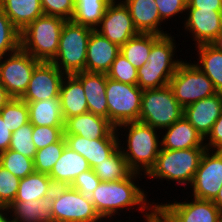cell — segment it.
Instances as JSON below:
<instances>
[{
  "label": "cell",
  "instance_id": "obj_1",
  "mask_svg": "<svg viewBox=\"0 0 222 222\" xmlns=\"http://www.w3.org/2000/svg\"><path fill=\"white\" fill-rule=\"evenodd\" d=\"M140 176H143V174L133 172L126 179L113 182L101 181L99 183L90 199L103 220L114 219L113 216L115 217V215L119 217L124 209L130 212L136 206V210L139 209L138 212L143 213L142 217H145V222H152L156 218V203L153 201L151 203L146 198L148 194L144 192V188L142 189L135 182L136 180L138 182Z\"/></svg>",
  "mask_w": 222,
  "mask_h": 222
},
{
  "label": "cell",
  "instance_id": "obj_2",
  "mask_svg": "<svg viewBox=\"0 0 222 222\" xmlns=\"http://www.w3.org/2000/svg\"><path fill=\"white\" fill-rule=\"evenodd\" d=\"M116 131L121 139L124 138L123 136L126 137L124 141L119 138V148L129 168L133 172L143 174L146 178L145 175L155 165L161 149V139L159 138L163 132L139 121L120 124L116 127ZM157 131H159L158 134Z\"/></svg>",
  "mask_w": 222,
  "mask_h": 222
},
{
  "label": "cell",
  "instance_id": "obj_3",
  "mask_svg": "<svg viewBox=\"0 0 222 222\" xmlns=\"http://www.w3.org/2000/svg\"><path fill=\"white\" fill-rule=\"evenodd\" d=\"M206 147L184 150L160 149L155 165L145 175L148 179L165 180L187 189L193 182ZM171 180V181H170ZM190 184V185H189Z\"/></svg>",
  "mask_w": 222,
  "mask_h": 222
},
{
  "label": "cell",
  "instance_id": "obj_4",
  "mask_svg": "<svg viewBox=\"0 0 222 222\" xmlns=\"http://www.w3.org/2000/svg\"><path fill=\"white\" fill-rule=\"evenodd\" d=\"M65 19L42 15L20 32V47L39 61L51 62L57 55Z\"/></svg>",
  "mask_w": 222,
  "mask_h": 222
},
{
  "label": "cell",
  "instance_id": "obj_5",
  "mask_svg": "<svg viewBox=\"0 0 222 222\" xmlns=\"http://www.w3.org/2000/svg\"><path fill=\"white\" fill-rule=\"evenodd\" d=\"M94 29L66 20L59 39L57 55L51 61L65 75L85 71L87 44Z\"/></svg>",
  "mask_w": 222,
  "mask_h": 222
},
{
  "label": "cell",
  "instance_id": "obj_6",
  "mask_svg": "<svg viewBox=\"0 0 222 222\" xmlns=\"http://www.w3.org/2000/svg\"><path fill=\"white\" fill-rule=\"evenodd\" d=\"M183 117L184 108L175 99L169 85L143 90L139 122L162 132Z\"/></svg>",
  "mask_w": 222,
  "mask_h": 222
},
{
  "label": "cell",
  "instance_id": "obj_7",
  "mask_svg": "<svg viewBox=\"0 0 222 222\" xmlns=\"http://www.w3.org/2000/svg\"><path fill=\"white\" fill-rule=\"evenodd\" d=\"M184 60L169 81L175 99L183 108L218 93L212 81L194 63Z\"/></svg>",
  "mask_w": 222,
  "mask_h": 222
},
{
  "label": "cell",
  "instance_id": "obj_8",
  "mask_svg": "<svg viewBox=\"0 0 222 222\" xmlns=\"http://www.w3.org/2000/svg\"><path fill=\"white\" fill-rule=\"evenodd\" d=\"M143 90L137 85L118 82L107 77L106 98L108 120L117 127L138 121Z\"/></svg>",
  "mask_w": 222,
  "mask_h": 222
},
{
  "label": "cell",
  "instance_id": "obj_9",
  "mask_svg": "<svg viewBox=\"0 0 222 222\" xmlns=\"http://www.w3.org/2000/svg\"><path fill=\"white\" fill-rule=\"evenodd\" d=\"M52 217L53 222H104L90 197L70 186H55Z\"/></svg>",
  "mask_w": 222,
  "mask_h": 222
},
{
  "label": "cell",
  "instance_id": "obj_10",
  "mask_svg": "<svg viewBox=\"0 0 222 222\" xmlns=\"http://www.w3.org/2000/svg\"><path fill=\"white\" fill-rule=\"evenodd\" d=\"M190 199L163 204L157 202L156 219L159 222H220L222 213L212 200L192 196Z\"/></svg>",
  "mask_w": 222,
  "mask_h": 222
},
{
  "label": "cell",
  "instance_id": "obj_11",
  "mask_svg": "<svg viewBox=\"0 0 222 222\" xmlns=\"http://www.w3.org/2000/svg\"><path fill=\"white\" fill-rule=\"evenodd\" d=\"M40 62L20 47L0 58V83L13 98H20Z\"/></svg>",
  "mask_w": 222,
  "mask_h": 222
},
{
  "label": "cell",
  "instance_id": "obj_12",
  "mask_svg": "<svg viewBox=\"0 0 222 222\" xmlns=\"http://www.w3.org/2000/svg\"><path fill=\"white\" fill-rule=\"evenodd\" d=\"M222 184V151L205 150L192 184V197L213 200Z\"/></svg>",
  "mask_w": 222,
  "mask_h": 222
},
{
  "label": "cell",
  "instance_id": "obj_13",
  "mask_svg": "<svg viewBox=\"0 0 222 222\" xmlns=\"http://www.w3.org/2000/svg\"><path fill=\"white\" fill-rule=\"evenodd\" d=\"M95 30L119 47L139 34L128 8L121 0H113L109 4L100 25Z\"/></svg>",
  "mask_w": 222,
  "mask_h": 222
},
{
  "label": "cell",
  "instance_id": "obj_14",
  "mask_svg": "<svg viewBox=\"0 0 222 222\" xmlns=\"http://www.w3.org/2000/svg\"><path fill=\"white\" fill-rule=\"evenodd\" d=\"M65 74L52 62L41 61L34 69L28 87L20 97L25 102L57 98Z\"/></svg>",
  "mask_w": 222,
  "mask_h": 222
},
{
  "label": "cell",
  "instance_id": "obj_15",
  "mask_svg": "<svg viewBox=\"0 0 222 222\" xmlns=\"http://www.w3.org/2000/svg\"><path fill=\"white\" fill-rule=\"evenodd\" d=\"M186 14L182 28L191 33L194 46L210 44L222 32V11L186 9Z\"/></svg>",
  "mask_w": 222,
  "mask_h": 222
},
{
  "label": "cell",
  "instance_id": "obj_16",
  "mask_svg": "<svg viewBox=\"0 0 222 222\" xmlns=\"http://www.w3.org/2000/svg\"><path fill=\"white\" fill-rule=\"evenodd\" d=\"M222 113V93L201 99L184 108V118L205 139Z\"/></svg>",
  "mask_w": 222,
  "mask_h": 222
},
{
  "label": "cell",
  "instance_id": "obj_17",
  "mask_svg": "<svg viewBox=\"0 0 222 222\" xmlns=\"http://www.w3.org/2000/svg\"><path fill=\"white\" fill-rule=\"evenodd\" d=\"M64 135H78L86 139L118 137L116 127L106 118L86 112L65 121Z\"/></svg>",
  "mask_w": 222,
  "mask_h": 222
},
{
  "label": "cell",
  "instance_id": "obj_18",
  "mask_svg": "<svg viewBox=\"0 0 222 222\" xmlns=\"http://www.w3.org/2000/svg\"><path fill=\"white\" fill-rule=\"evenodd\" d=\"M66 146L83 156L91 169L108 158L118 147L119 137L86 139L78 135H64Z\"/></svg>",
  "mask_w": 222,
  "mask_h": 222
},
{
  "label": "cell",
  "instance_id": "obj_19",
  "mask_svg": "<svg viewBox=\"0 0 222 222\" xmlns=\"http://www.w3.org/2000/svg\"><path fill=\"white\" fill-rule=\"evenodd\" d=\"M119 53L117 44L93 30L87 44L85 71L106 74Z\"/></svg>",
  "mask_w": 222,
  "mask_h": 222
},
{
  "label": "cell",
  "instance_id": "obj_20",
  "mask_svg": "<svg viewBox=\"0 0 222 222\" xmlns=\"http://www.w3.org/2000/svg\"><path fill=\"white\" fill-rule=\"evenodd\" d=\"M129 10L133 24L139 33L168 35L161 27L165 23L159 15L155 0H121ZM163 28V29H162Z\"/></svg>",
  "mask_w": 222,
  "mask_h": 222
},
{
  "label": "cell",
  "instance_id": "obj_21",
  "mask_svg": "<svg viewBox=\"0 0 222 222\" xmlns=\"http://www.w3.org/2000/svg\"><path fill=\"white\" fill-rule=\"evenodd\" d=\"M82 84L88 112L108 119L106 98L107 75L104 73L79 72L73 74Z\"/></svg>",
  "mask_w": 222,
  "mask_h": 222
},
{
  "label": "cell",
  "instance_id": "obj_22",
  "mask_svg": "<svg viewBox=\"0 0 222 222\" xmlns=\"http://www.w3.org/2000/svg\"><path fill=\"white\" fill-rule=\"evenodd\" d=\"M162 131H165L161 134L162 149L184 150L205 147V139L184 117Z\"/></svg>",
  "mask_w": 222,
  "mask_h": 222
},
{
  "label": "cell",
  "instance_id": "obj_23",
  "mask_svg": "<svg viewBox=\"0 0 222 222\" xmlns=\"http://www.w3.org/2000/svg\"><path fill=\"white\" fill-rule=\"evenodd\" d=\"M54 190L39 200L14 201L9 207L12 222H53Z\"/></svg>",
  "mask_w": 222,
  "mask_h": 222
},
{
  "label": "cell",
  "instance_id": "obj_24",
  "mask_svg": "<svg viewBox=\"0 0 222 222\" xmlns=\"http://www.w3.org/2000/svg\"><path fill=\"white\" fill-rule=\"evenodd\" d=\"M90 169L83 156L65 146L48 176L55 186H70L77 176Z\"/></svg>",
  "mask_w": 222,
  "mask_h": 222
},
{
  "label": "cell",
  "instance_id": "obj_25",
  "mask_svg": "<svg viewBox=\"0 0 222 222\" xmlns=\"http://www.w3.org/2000/svg\"><path fill=\"white\" fill-rule=\"evenodd\" d=\"M59 97L64 121L88 112L83 86L74 75H65L60 86Z\"/></svg>",
  "mask_w": 222,
  "mask_h": 222
},
{
  "label": "cell",
  "instance_id": "obj_26",
  "mask_svg": "<svg viewBox=\"0 0 222 222\" xmlns=\"http://www.w3.org/2000/svg\"><path fill=\"white\" fill-rule=\"evenodd\" d=\"M174 38L176 37H174V35L172 37L171 34L161 36L152 45L145 66L148 68L161 69L171 78L182 62V58L178 59L175 54L177 53V43Z\"/></svg>",
  "mask_w": 222,
  "mask_h": 222
},
{
  "label": "cell",
  "instance_id": "obj_27",
  "mask_svg": "<svg viewBox=\"0 0 222 222\" xmlns=\"http://www.w3.org/2000/svg\"><path fill=\"white\" fill-rule=\"evenodd\" d=\"M1 9L20 32L44 15L40 0H2Z\"/></svg>",
  "mask_w": 222,
  "mask_h": 222
},
{
  "label": "cell",
  "instance_id": "obj_28",
  "mask_svg": "<svg viewBox=\"0 0 222 222\" xmlns=\"http://www.w3.org/2000/svg\"><path fill=\"white\" fill-rule=\"evenodd\" d=\"M26 103L29 108V122L32 126L64 127L60 97Z\"/></svg>",
  "mask_w": 222,
  "mask_h": 222
},
{
  "label": "cell",
  "instance_id": "obj_29",
  "mask_svg": "<svg viewBox=\"0 0 222 222\" xmlns=\"http://www.w3.org/2000/svg\"><path fill=\"white\" fill-rule=\"evenodd\" d=\"M195 47L198 62L194 61V64L212 81L216 91L222 93V51L211 44Z\"/></svg>",
  "mask_w": 222,
  "mask_h": 222
},
{
  "label": "cell",
  "instance_id": "obj_30",
  "mask_svg": "<svg viewBox=\"0 0 222 222\" xmlns=\"http://www.w3.org/2000/svg\"><path fill=\"white\" fill-rule=\"evenodd\" d=\"M161 37L154 33H139L120 47V52L137 69L148 60L152 45Z\"/></svg>",
  "mask_w": 222,
  "mask_h": 222
},
{
  "label": "cell",
  "instance_id": "obj_31",
  "mask_svg": "<svg viewBox=\"0 0 222 222\" xmlns=\"http://www.w3.org/2000/svg\"><path fill=\"white\" fill-rule=\"evenodd\" d=\"M55 188L48 174L34 172L20 179L17 196L14 201L39 200Z\"/></svg>",
  "mask_w": 222,
  "mask_h": 222
},
{
  "label": "cell",
  "instance_id": "obj_32",
  "mask_svg": "<svg viewBox=\"0 0 222 222\" xmlns=\"http://www.w3.org/2000/svg\"><path fill=\"white\" fill-rule=\"evenodd\" d=\"M113 0H75L72 21L96 29Z\"/></svg>",
  "mask_w": 222,
  "mask_h": 222
},
{
  "label": "cell",
  "instance_id": "obj_33",
  "mask_svg": "<svg viewBox=\"0 0 222 222\" xmlns=\"http://www.w3.org/2000/svg\"><path fill=\"white\" fill-rule=\"evenodd\" d=\"M92 169L100 181L104 182L126 179L133 173L119 147L108 158Z\"/></svg>",
  "mask_w": 222,
  "mask_h": 222
},
{
  "label": "cell",
  "instance_id": "obj_34",
  "mask_svg": "<svg viewBox=\"0 0 222 222\" xmlns=\"http://www.w3.org/2000/svg\"><path fill=\"white\" fill-rule=\"evenodd\" d=\"M0 165L19 179L35 172L32 158L11 149L0 153Z\"/></svg>",
  "mask_w": 222,
  "mask_h": 222
},
{
  "label": "cell",
  "instance_id": "obj_35",
  "mask_svg": "<svg viewBox=\"0 0 222 222\" xmlns=\"http://www.w3.org/2000/svg\"><path fill=\"white\" fill-rule=\"evenodd\" d=\"M3 121L11 132L29 122V108L20 98L10 100L0 112Z\"/></svg>",
  "mask_w": 222,
  "mask_h": 222
},
{
  "label": "cell",
  "instance_id": "obj_36",
  "mask_svg": "<svg viewBox=\"0 0 222 222\" xmlns=\"http://www.w3.org/2000/svg\"><path fill=\"white\" fill-rule=\"evenodd\" d=\"M65 146L66 141L63 136L58 142L38 149L33 159L35 172L49 174L61 157Z\"/></svg>",
  "mask_w": 222,
  "mask_h": 222
},
{
  "label": "cell",
  "instance_id": "obj_37",
  "mask_svg": "<svg viewBox=\"0 0 222 222\" xmlns=\"http://www.w3.org/2000/svg\"><path fill=\"white\" fill-rule=\"evenodd\" d=\"M20 48V31L0 8V58Z\"/></svg>",
  "mask_w": 222,
  "mask_h": 222
},
{
  "label": "cell",
  "instance_id": "obj_38",
  "mask_svg": "<svg viewBox=\"0 0 222 222\" xmlns=\"http://www.w3.org/2000/svg\"><path fill=\"white\" fill-rule=\"evenodd\" d=\"M33 126L30 122L12 132L9 149L34 159L37 149L32 140Z\"/></svg>",
  "mask_w": 222,
  "mask_h": 222
},
{
  "label": "cell",
  "instance_id": "obj_39",
  "mask_svg": "<svg viewBox=\"0 0 222 222\" xmlns=\"http://www.w3.org/2000/svg\"><path fill=\"white\" fill-rule=\"evenodd\" d=\"M106 75L112 80L131 85H136L138 81L137 68L121 52L116 56Z\"/></svg>",
  "mask_w": 222,
  "mask_h": 222
},
{
  "label": "cell",
  "instance_id": "obj_40",
  "mask_svg": "<svg viewBox=\"0 0 222 222\" xmlns=\"http://www.w3.org/2000/svg\"><path fill=\"white\" fill-rule=\"evenodd\" d=\"M137 86L142 90L169 85L170 77L161 69L148 68L145 65L137 69Z\"/></svg>",
  "mask_w": 222,
  "mask_h": 222
},
{
  "label": "cell",
  "instance_id": "obj_41",
  "mask_svg": "<svg viewBox=\"0 0 222 222\" xmlns=\"http://www.w3.org/2000/svg\"><path fill=\"white\" fill-rule=\"evenodd\" d=\"M20 179L0 165V206L9 207L15 200Z\"/></svg>",
  "mask_w": 222,
  "mask_h": 222
},
{
  "label": "cell",
  "instance_id": "obj_42",
  "mask_svg": "<svg viewBox=\"0 0 222 222\" xmlns=\"http://www.w3.org/2000/svg\"><path fill=\"white\" fill-rule=\"evenodd\" d=\"M64 136V127L33 126L32 140L36 149L58 142Z\"/></svg>",
  "mask_w": 222,
  "mask_h": 222
},
{
  "label": "cell",
  "instance_id": "obj_43",
  "mask_svg": "<svg viewBox=\"0 0 222 222\" xmlns=\"http://www.w3.org/2000/svg\"><path fill=\"white\" fill-rule=\"evenodd\" d=\"M44 15L57 16L65 20H71L75 0H40Z\"/></svg>",
  "mask_w": 222,
  "mask_h": 222
},
{
  "label": "cell",
  "instance_id": "obj_44",
  "mask_svg": "<svg viewBox=\"0 0 222 222\" xmlns=\"http://www.w3.org/2000/svg\"><path fill=\"white\" fill-rule=\"evenodd\" d=\"M100 182L94 170L90 169L77 176L70 187L90 197Z\"/></svg>",
  "mask_w": 222,
  "mask_h": 222
},
{
  "label": "cell",
  "instance_id": "obj_45",
  "mask_svg": "<svg viewBox=\"0 0 222 222\" xmlns=\"http://www.w3.org/2000/svg\"><path fill=\"white\" fill-rule=\"evenodd\" d=\"M160 18L166 22L175 16L186 13L187 0H155ZM174 16V17H173Z\"/></svg>",
  "mask_w": 222,
  "mask_h": 222
},
{
  "label": "cell",
  "instance_id": "obj_46",
  "mask_svg": "<svg viewBox=\"0 0 222 222\" xmlns=\"http://www.w3.org/2000/svg\"><path fill=\"white\" fill-rule=\"evenodd\" d=\"M205 147L207 150L222 151V113L214 123L211 132L205 138Z\"/></svg>",
  "mask_w": 222,
  "mask_h": 222
},
{
  "label": "cell",
  "instance_id": "obj_47",
  "mask_svg": "<svg viewBox=\"0 0 222 222\" xmlns=\"http://www.w3.org/2000/svg\"><path fill=\"white\" fill-rule=\"evenodd\" d=\"M186 9L222 11V0H187Z\"/></svg>",
  "mask_w": 222,
  "mask_h": 222
},
{
  "label": "cell",
  "instance_id": "obj_48",
  "mask_svg": "<svg viewBox=\"0 0 222 222\" xmlns=\"http://www.w3.org/2000/svg\"><path fill=\"white\" fill-rule=\"evenodd\" d=\"M11 137L12 132L8 130V126L0 115V153L9 149Z\"/></svg>",
  "mask_w": 222,
  "mask_h": 222
},
{
  "label": "cell",
  "instance_id": "obj_49",
  "mask_svg": "<svg viewBox=\"0 0 222 222\" xmlns=\"http://www.w3.org/2000/svg\"><path fill=\"white\" fill-rule=\"evenodd\" d=\"M12 99L13 97L6 91V89L0 83V112L5 107V105Z\"/></svg>",
  "mask_w": 222,
  "mask_h": 222
},
{
  "label": "cell",
  "instance_id": "obj_50",
  "mask_svg": "<svg viewBox=\"0 0 222 222\" xmlns=\"http://www.w3.org/2000/svg\"><path fill=\"white\" fill-rule=\"evenodd\" d=\"M8 207L0 206V222H12ZM9 216V217H8Z\"/></svg>",
  "mask_w": 222,
  "mask_h": 222
},
{
  "label": "cell",
  "instance_id": "obj_51",
  "mask_svg": "<svg viewBox=\"0 0 222 222\" xmlns=\"http://www.w3.org/2000/svg\"><path fill=\"white\" fill-rule=\"evenodd\" d=\"M214 204L218 207L220 212L222 213V184H220V189L216 197L212 200Z\"/></svg>",
  "mask_w": 222,
  "mask_h": 222
},
{
  "label": "cell",
  "instance_id": "obj_52",
  "mask_svg": "<svg viewBox=\"0 0 222 222\" xmlns=\"http://www.w3.org/2000/svg\"><path fill=\"white\" fill-rule=\"evenodd\" d=\"M210 44L222 51V32Z\"/></svg>",
  "mask_w": 222,
  "mask_h": 222
},
{
  "label": "cell",
  "instance_id": "obj_53",
  "mask_svg": "<svg viewBox=\"0 0 222 222\" xmlns=\"http://www.w3.org/2000/svg\"><path fill=\"white\" fill-rule=\"evenodd\" d=\"M152 222H159L156 218Z\"/></svg>",
  "mask_w": 222,
  "mask_h": 222
}]
</instances>
